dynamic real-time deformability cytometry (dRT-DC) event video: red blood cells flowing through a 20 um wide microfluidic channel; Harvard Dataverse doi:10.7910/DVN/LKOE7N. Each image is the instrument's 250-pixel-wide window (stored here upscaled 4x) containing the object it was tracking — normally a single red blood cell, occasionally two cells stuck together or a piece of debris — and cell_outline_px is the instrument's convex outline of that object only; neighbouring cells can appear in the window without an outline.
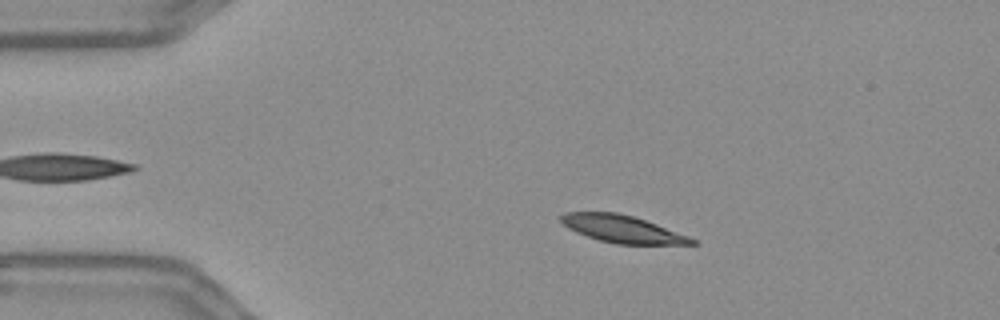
{"species": "Egyptian fruit bat (a non-hibernating species)", "species_latin": "Rousettus aegyptiacus", "temperature_condition": "warm", "stored_images_in_passage": 55, "camera_frame_rate_fps": 3000, "um_per_image_px": 0.085, "frame": {"image": 1, "passage_image": 10, "time_ms": 3.0, "image_size_px": [1000, 320], "cell_outline_px": [[700, 244], [616, 244], [600, 240], [576, 232], [568, 228], [560, 220], [560, 216], [564, 212], [616, 212], [632, 216], [656, 224], [688, 236], [696, 240]], "centroid_in_image_um": [52.88, 19.46], "position_along_channel_um": 32.1, "area_um2": 20.58}}
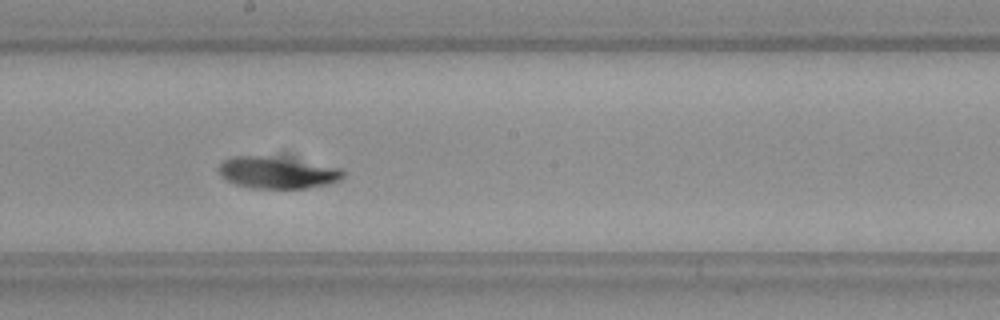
{"frame": {"image": 2, "passage_image": 30, "time_ms": 9.667, "image_size_px": [1000, 320], "cell_outline_px": [[344, 176], [340, 180], [332, 184], [308, 188], [248, 188], [236, 184], [220, 176], [216, 168], [224, 160], [232, 156], [264, 156], [340, 168], [344, 172]], "centroid_in_image_um": [23.53, 14.7], "position_along_channel_um": 224.7, "area_um2": 22.77}}
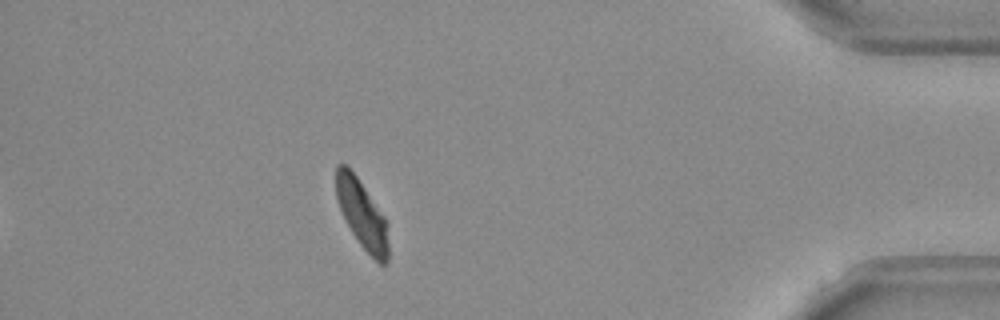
{"frame": {"image": 3, "passage_image": 49, "time_ms": 16.0, "image_size_px": [1000, 320], "cell_outline_px": [[388, 260], [384, 264], [380, 264], [360, 244], [352, 232], [340, 208], [336, 196], [336, 164], [348, 164], [388, 220]], "centroid_in_image_um": [30.79, 18.17], "position_along_channel_um": 404.4, "area_um2": 20.87}, "authors_computed_cell_mechanics": {"area_um2": 22.542, "velocity_mm_per_s": 3.6052, "shape_relaxation_time_tau1_ms": 2.2816, "shape_relaxation_time_tau2_ms": 1.2121, "deformation_change_tau1": 0.1358, "deformation_change_tau2": 0.067}}